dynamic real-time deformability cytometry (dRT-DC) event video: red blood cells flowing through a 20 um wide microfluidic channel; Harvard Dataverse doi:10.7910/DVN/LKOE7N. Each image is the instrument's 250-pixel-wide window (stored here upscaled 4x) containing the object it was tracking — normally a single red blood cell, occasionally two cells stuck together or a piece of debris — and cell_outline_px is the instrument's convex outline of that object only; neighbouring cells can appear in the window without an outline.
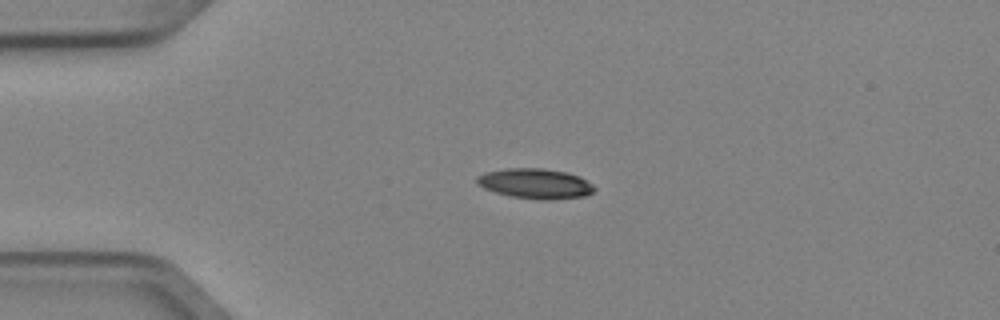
{"species": "Egyptian fruit bat (a non-hibernating species)", "species_latin": "Rousettus aegyptiacus", "temperature_condition": "cold", "stored_images_in_passage": 5, "camera_frame_rate_fps": 3000, "um_per_image_px": 0.085, "animal": {"sex": "female"}, "frame": {"image": 1, "passage_image": 1, "time_ms": 0.0, "image_size_px": [1000, 320], "cell_outline_px": [[596, 188], [592, 192], [584, 196], [552, 200], [536, 200], [512, 196], [496, 192], [484, 188], [476, 184], [476, 176], [484, 172], [508, 168], [544, 168], [568, 172], [580, 176], [592, 184]], "centroid_in_image_um": [45.5, 15.6], "position_along_channel_um": 39.5, "area_um2": 20.81}}
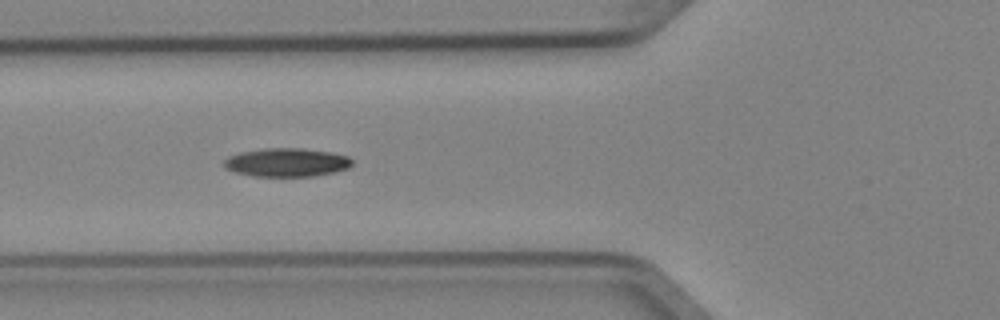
{"frame": {"image": 2, "passage_image": 3, "time_ms": 0.667, "image_size_px": [1000, 320], "cell_outline_px": [[352, 164], [348, 168], [336, 172], [312, 176], [252, 176], [236, 172], [224, 168], [224, 160], [228, 156], [240, 152], [264, 148], [304, 148], [332, 152], [348, 156], [352, 160]], "centroid_in_image_um": [24.37, 13.8], "position_along_channel_um": 101.4, "area_um2": 21.44}}
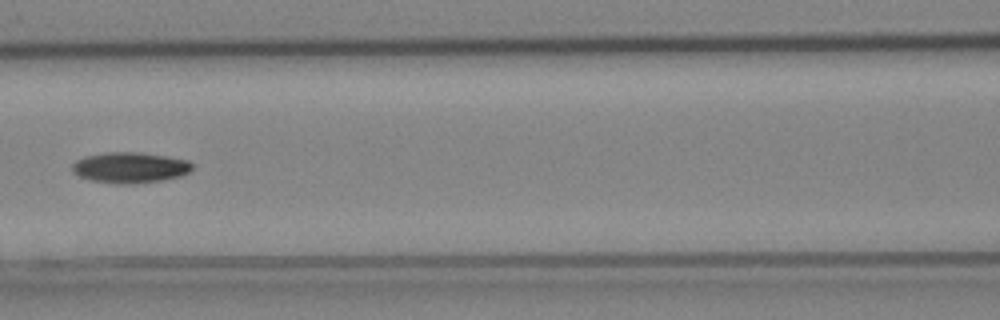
{"frame": {"image": 3, "passage_image": 4, "time_ms": 1.0, "image_size_px": [1000, 320], "cell_outline_px": [[192, 168], [188, 172], [180, 176], [160, 180], [132, 184], [116, 184], [88, 180], [72, 172], [72, 164], [76, 160], [84, 156], [104, 152], [140, 152], [168, 156], [188, 160], [192, 164]], "centroid_in_image_um": [11.01, 14.23], "position_along_channel_um": 155.6, "area_um2": 21.68}}